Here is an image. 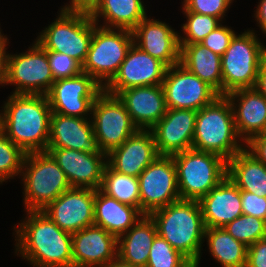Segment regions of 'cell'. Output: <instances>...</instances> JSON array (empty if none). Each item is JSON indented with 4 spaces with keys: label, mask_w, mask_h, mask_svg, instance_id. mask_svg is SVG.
Masks as SVG:
<instances>
[{
    "label": "cell",
    "mask_w": 266,
    "mask_h": 267,
    "mask_svg": "<svg viewBox=\"0 0 266 267\" xmlns=\"http://www.w3.org/2000/svg\"><path fill=\"white\" fill-rule=\"evenodd\" d=\"M90 119L98 147L106 154L138 130L118 96L104 90L93 102Z\"/></svg>",
    "instance_id": "cell-10"
},
{
    "label": "cell",
    "mask_w": 266,
    "mask_h": 267,
    "mask_svg": "<svg viewBox=\"0 0 266 267\" xmlns=\"http://www.w3.org/2000/svg\"><path fill=\"white\" fill-rule=\"evenodd\" d=\"M25 155L0 129V184L20 177Z\"/></svg>",
    "instance_id": "cell-35"
},
{
    "label": "cell",
    "mask_w": 266,
    "mask_h": 267,
    "mask_svg": "<svg viewBox=\"0 0 266 267\" xmlns=\"http://www.w3.org/2000/svg\"><path fill=\"white\" fill-rule=\"evenodd\" d=\"M234 0H183L182 12H195L219 18L221 21L226 16L230 4Z\"/></svg>",
    "instance_id": "cell-38"
},
{
    "label": "cell",
    "mask_w": 266,
    "mask_h": 267,
    "mask_svg": "<svg viewBox=\"0 0 266 267\" xmlns=\"http://www.w3.org/2000/svg\"><path fill=\"white\" fill-rule=\"evenodd\" d=\"M133 44L168 68L180 63L179 34L169 24L146 16L133 30Z\"/></svg>",
    "instance_id": "cell-19"
},
{
    "label": "cell",
    "mask_w": 266,
    "mask_h": 267,
    "mask_svg": "<svg viewBox=\"0 0 266 267\" xmlns=\"http://www.w3.org/2000/svg\"><path fill=\"white\" fill-rule=\"evenodd\" d=\"M47 52L36 41L25 52L8 55L6 85L13 94L47 95L54 83Z\"/></svg>",
    "instance_id": "cell-11"
},
{
    "label": "cell",
    "mask_w": 266,
    "mask_h": 267,
    "mask_svg": "<svg viewBox=\"0 0 266 267\" xmlns=\"http://www.w3.org/2000/svg\"><path fill=\"white\" fill-rule=\"evenodd\" d=\"M245 267H266V238L258 240L247 248Z\"/></svg>",
    "instance_id": "cell-41"
},
{
    "label": "cell",
    "mask_w": 266,
    "mask_h": 267,
    "mask_svg": "<svg viewBox=\"0 0 266 267\" xmlns=\"http://www.w3.org/2000/svg\"><path fill=\"white\" fill-rule=\"evenodd\" d=\"M54 80L75 77L83 72L82 64L61 52L46 50Z\"/></svg>",
    "instance_id": "cell-37"
},
{
    "label": "cell",
    "mask_w": 266,
    "mask_h": 267,
    "mask_svg": "<svg viewBox=\"0 0 266 267\" xmlns=\"http://www.w3.org/2000/svg\"><path fill=\"white\" fill-rule=\"evenodd\" d=\"M9 44V39H7L0 46V85H6L7 81V67H8V55L7 45Z\"/></svg>",
    "instance_id": "cell-44"
},
{
    "label": "cell",
    "mask_w": 266,
    "mask_h": 267,
    "mask_svg": "<svg viewBox=\"0 0 266 267\" xmlns=\"http://www.w3.org/2000/svg\"><path fill=\"white\" fill-rule=\"evenodd\" d=\"M117 96L140 130H150L167 112L162 85L132 87L120 91Z\"/></svg>",
    "instance_id": "cell-23"
},
{
    "label": "cell",
    "mask_w": 266,
    "mask_h": 267,
    "mask_svg": "<svg viewBox=\"0 0 266 267\" xmlns=\"http://www.w3.org/2000/svg\"><path fill=\"white\" fill-rule=\"evenodd\" d=\"M204 239L210 254L222 267H245L248 247L223 227L206 228Z\"/></svg>",
    "instance_id": "cell-31"
},
{
    "label": "cell",
    "mask_w": 266,
    "mask_h": 267,
    "mask_svg": "<svg viewBox=\"0 0 266 267\" xmlns=\"http://www.w3.org/2000/svg\"><path fill=\"white\" fill-rule=\"evenodd\" d=\"M192 148L217 154L227 161L245 148L236 131L231 103L225 95L197 111Z\"/></svg>",
    "instance_id": "cell-4"
},
{
    "label": "cell",
    "mask_w": 266,
    "mask_h": 267,
    "mask_svg": "<svg viewBox=\"0 0 266 267\" xmlns=\"http://www.w3.org/2000/svg\"><path fill=\"white\" fill-rule=\"evenodd\" d=\"M158 156L152 131L138 129L107 154V165L116 172L139 177Z\"/></svg>",
    "instance_id": "cell-21"
},
{
    "label": "cell",
    "mask_w": 266,
    "mask_h": 267,
    "mask_svg": "<svg viewBox=\"0 0 266 267\" xmlns=\"http://www.w3.org/2000/svg\"><path fill=\"white\" fill-rule=\"evenodd\" d=\"M7 35L2 34V30L0 28V46L7 40Z\"/></svg>",
    "instance_id": "cell-48"
},
{
    "label": "cell",
    "mask_w": 266,
    "mask_h": 267,
    "mask_svg": "<svg viewBox=\"0 0 266 267\" xmlns=\"http://www.w3.org/2000/svg\"><path fill=\"white\" fill-rule=\"evenodd\" d=\"M254 30L235 34L221 56L222 95L242 88H254L266 47Z\"/></svg>",
    "instance_id": "cell-7"
},
{
    "label": "cell",
    "mask_w": 266,
    "mask_h": 267,
    "mask_svg": "<svg viewBox=\"0 0 266 267\" xmlns=\"http://www.w3.org/2000/svg\"><path fill=\"white\" fill-rule=\"evenodd\" d=\"M235 34L236 32L232 28L221 24L215 30L210 32L201 44L219 56H222L229 47Z\"/></svg>",
    "instance_id": "cell-39"
},
{
    "label": "cell",
    "mask_w": 266,
    "mask_h": 267,
    "mask_svg": "<svg viewBox=\"0 0 266 267\" xmlns=\"http://www.w3.org/2000/svg\"><path fill=\"white\" fill-rule=\"evenodd\" d=\"M47 148H67L90 154H106L98 147L91 119L58 113H51Z\"/></svg>",
    "instance_id": "cell-24"
},
{
    "label": "cell",
    "mask_w": 266,
    "mask_h": 267,
    "mask_svg": "<svg viewBox=\"0 0 266 267\" xmlns=\"http://www.w3.org/2000/svg\"><path fill=\"white\" fill-rule=\"evenodd\" d=\"M99 2L100 0H70V4L63 5L61 9L65 11L91 13Z\"/></svg>",
    "instance_id": "cell-43"
},
{
    "label": "cell",
    "mask_w": 266,
    "mask_h": 267,
    "mask_svg": "<svg viewBox=\"0 0 266 267\" xmlns=\"http://www.w3.org/2000/svg\"><path fill=\"white\" fill-rule=\"evenodd\" d=\"M94 28L90 13L61 9L54 22L48 24L35 41L44 50L61 52L83 64Z\"/></svg>",
    "instance_id": "cell-8"
},
{
    "label": "cell",
    "mask_w": 266,
    "mask_h": 267,
    "mask_svg": "<svg viewBox=\"0 0 266 267\" xmlns=\"http://www.w3.org/2000/svg\"><path fill=\"white\" fill-rule=\"evenodd\" d=\"M156 235L155 222L149 215H143L117 239V257L135 267H146L150 247Z\"/></svg>",
    "instance_id": "cell-27"
},
{
    "label": "cell",
    "mask_w": 266,
    "mask_h": 267,
    "mask_svg": "<svg viewBox=\"0 0 266 267\" xmlns=\"http://www.w3.org/2000/svg\"><path fill=\"white\" fill-rule=\"evenodd\" d=\"M102 91L103 87L93 77L82 72L55 80L46 96L52 113L90 119L93 102Z\"/></svg>",
    "instance_id": "cell-13"
},
{
    "label": "cell",
    "mask_w": 266,
    "mask_h": 267,
    "mask_svg": "<svg viewBox=\"0 0 266 267\" xmlns=\"http://www.w3.org/2000/svg\"><path fill=\"white\" fill-rule=\"evenodd\" d=\"M245 148L266 165V137L263 134L252 137Z\"/></svg>",
    "instance_id": "cell-42"
},
{
    "label": "cell",
    "mask_w": 266,
    "mask_h": 267,
    "mask_svg": "<svg viewBox=\"0 0 266 267\" xmlns=\"http://www.w3.org/2000/svg\"><path fill=\"white\" fill-rule=\"evenodd\" d=\"M227 176L241 191L266 197V165L246 148L227 161Z\"/></svg>",
    "instance_id": "cell-29"
},
{
    "label": "cell",
    "mask_w": 266,
    "mask_h": 267,
    "mask_svg": "<svg viewBox=\"0 0 266 267\" xmlns=\"http://www.w3.org/2000/svg\"><path fill=\"white\" fill-rule=\"evenodd\" d=\"M157 234L199 267L205 225L197 200H178L149 214Z\"/></svg>",
    "instance_id": "cell-3"
},
{
    "label": "cell",
    "mask_w": 266,
    "mask_h": 267,
    "mask_svg": "<svg viewBox=\"0 0 266 267\" xmlns=\"http://www.w3.org/2000/svg\"><path fill=\"white\" fill-rule=\"evenodd\" d=\"M140 212H151L180 200L172 156L159 155L139 175Z\"/></svg>",
    "instance_id": "cell-12"
},
{
    "label": "cell",
    "mask_w": 266,
    "mask_h": 267,
    "mask_svg": "<svg viewBox=\"0 0 266 267\" xmlns=\"http://www.w3.org/2000/svg\"><path fill=\"white\" fill-rule=\"evenodd\" d=\"M254 88L266 98V56L260 65L257 82Z\"/></svg>",
    "instance_id": "cell-46"
},
{
    "label": "cell",
    "mask_w": 266,
    "mask_h": 267,
    "mask_svg": "<svg viewBox=\"0 0 266 267\" xmlns=\"http://www.w3.org/2000/svg\"><path fill=\"white\" fill-rule=\"evenodd\" d=\"M193 264L158 234L150 247L146 267H191Z\"/></svg>",
    "instance_id": "cell-36"
},
{
    "label": "cell",
    "mask_w": 266,
    "mask_h": 267,
    "mask_svg": "<svg viewBox=\"0 0 266 267\" xmlns=\"http://www.w3.org/2000/svg\"><path fill=\"white\" fill-rule=\"evenodd\" d=\"M172 157L181 200L199 201L227 176V160L217 154L191 148Z\"/></svg>",
    "instance_id": "cell-6"
},
{
    "label": "cell",
    "mask_w": 266,
    "mask_h": 267,
    "mask_svg": "<svg viewBox=\"0 0 266 267\" xmlns=\"http://www.w3.org/2000/svg\"><path fill=\"white\" fill-rule=\"evenodd\" d=\"M197 111L167 109L150 130L159 155L172 156L192 148Z\"/></svg>",
    "instance_id": "cell-18"
},
{
    "label": "cell",
    "mask_w": 266,
    "mask_h": 267,
    "mask_svg": "<svg viewBox=\"0 0 266 267\" xmlns=\"http://www.w3.org/2000/svg\"><path fill=\"white\" fill-rule=\"evenodd\" d=\"M0 110V129L26 154L47 151L52 110L46 95L12 94Z\"/></svg>",
    "instance_id": "cell-2"
},
{
    "label": "cell",
    "mask_w": 266,
    "mask_h": 267,
    "mask_svg": "<svg viewBox=\"0 0 266 267\" xmlns=\"http://www.w3.org/2000/svg\"><path fill=\"white\" fill-rule=\"evenodd\" d=\"M254 18L259 24L258 26L262 30V33L266 36V0H260V2H258Z\"/></svg>",
    "instance_id": "cell-45"
},
{
    "label": "cell",
    "mask_w": 266,
    "mask_h": 267,
    "mask_svg": "<svg viewBox=\"0 0 266 267\" xmlns=\"http://www.w3.org/2000/svg\"><path fill=\"white\" fill-rule=\"evenodd\" d=\"M205 228H221L243 215L241 190L226 176L199 201Z\"/></svg>",
    "instance_id": "cell-25"
},
{
    "label": "cell",
    "mask_w": 266,
    "mask_h": 267,
    "mask_svg": "<svg viewBox=\"0 0 266 267\" xmlns=\"http://www.w3.org/2000/svg\"><path fill=\"white\" fill-rule=\"evenodd\" d=\"M73 267H103L117 258V238L92 225L72 233Z\"/></svg>",
    "instance_id": "cell-20"
},
{
    "label": "cell",
    "mask_w": 266,
    "mask_h": 267,
    "mask_svg": "<svg viewBox=\"0 0 266 267\" xmlns=\"http://www.w3.org/2000/svg\"><path fill=\"white\" fill-rule=\"evenodd\" d=\"M20 176L26 211H42L71 188L64 171L47 151L26 154Z\"/></svg>",
    "instance_id": "cell-5"
},
{
    "label": "cell",
    "mask_w": 266,
    "mask_h": 267,
    "mask_svg": "<svg viewBox=\"0 0 266 267\" xmlns=\"http://www.w3.org/2000/svg\"><path fill=\"white\" fill-rule=\"evenodd\" d=\"M242 212L266 221V197L241 191Z\"/></svg>",
    "instance_id": "cell-40"
},
{
    "label": "cell",
    "mask_w": 266,
    "mask_h": 267,
    "mask_svg": "<svg viewBox=\"0 0 266 267\" xmlns=\"http://www.w3.org/2000/svg\"><path fill=\"white\" fill-rule=\"evenodd\" d=\"M162 86L167 109L198 111L221 96L180 63L167 68Z\"/></svg>",
    "instance_id": "cell-14"
},
{
    "label": "cell",
    "mask_w": 266,
    "mask_h": 267,
    "mask_svg": "<svg viewBox=\"0 0 266 267\" xmlns=\"http://www.w3.org/2000/svg\"><path fill=\"white\" fill-rule=\"evenodd\" d=\"M103 267H135V266L124 263L117 257L115 260L108 262Z\"/></svg>",
    "instance_id": "cell-47"
},
{
    "label": "cell",
    "mask_w": 266,
    "mask_h": 267,
    "mask_svg": "<svg viewBox=\"0 0 266 267\" xmlns=\"http://www.w3.org/2000/svg\"><path fill=\"white\" fill-rule=\"evenodd\" d=\"M167 68L163 62L132 44L117 73L103 90L117 95L132 87L162 85Z\"/></svg>",
    "instance_id": "cell-15"
},
{
    "label": "cell",
    "mask_w": 266,
    "mask_h": 267,
    "mask_svg": "<svg viewBox=\"0 0 266 267\" xmlns=\"http://www.w3.org/2000/svg\"><path fill=\"white\" fill-rule=\"evenodd\" d=\"M64 171L71 187L100 189L107 165V154H90L67 148H47Z\"/></svg>",
    "instance_id": "cell-17"
},
{
    "label": "cell",
    "mask_w": 266,
    "mask_h": 267,
    "mask_svg": "<svg viewBox=\"0 0 266 267\" xmlns=\"http://www.w3.org/2000/svg\"><path fill=\"white\" fill-rule=\"evenodd\" d=\"M100 190L107 196L140 211L138 177L116 172L106 165Z\"/></svg>",
    "instance_id": "cell-32"
},
{
    "label": "cell",
    "mask_w": 266,
    "mask_h": 267,
    "mask_svg": "<svg viewBox=\"0 0 266 267\" xmlns=\"http://www.w3.org/2000/svg\"><path fill=\"white\" fill-rule=\"evenodd\" d=\"M133 44L132 31L107 28L95 23L83 72L104 87L117 73Z\"/></svg>",
    "instance_id": "cell-9"
},
{
    "label": "cell",
    "mask_w": 266,
    "mask_h": 267,
    "mask_svg": "<svg viewBox=\"0 0 266 267\" xmlns=\"http://www.w3.org/2000/svg\"><path fill=\"white\" fill-rule=\"evenodd\" d=\"M146 10L142 0H100L90 15L99 26L132 31L147 16Z\"/></svg>",
    "instance_id": "cell-28"
},
{
    "label": "cell",
    "mask_w": 266,
    "mask_h": 267,
    "mask_svg": "<svg viewBox=\"0 0 266 267\" xmlns=\"http://www.w3.org/2000/svg\"><path fill=\"white\" fill-rule=\"evenodd\" d=\"M95 189L71 187L42 211L69 233L94 225Z\"/></svg>",
    "instance_id": "cell-16"
},
{
    "label": "cell",
    "mask_w": 266,
    "mask_h": 267,
    "mask_svg": "<svg viewBox=\"0 0 266 267\" xmlns=\"http://www.w3.org/2000/svg\"><path fill=\"white\" fill-rule=\"evenodd\" d=\"M231 103L236 131L246 144L266 130V98L255 88H242L225 95Z\"/></svg>",
    "instance_id": "cell-22"
},
{
    "label": "cell",
    "mask_w": 266,
    "mask_h": 267,
    "mask_svg": "<svg viewBox=\"0 0 266 267\" xmlns=\"http://www.w3.org/2000/svg\"><path fill=\"white\" fill-rule=\"evenodd\" d=\"M143 214L136 208L95 190L94 225L103 228L117 239L125 234Z\"/></svg>",
    "instance_id": "cell-26"
},
{
    "label": "cell",
    "mask_w": 266,
    "mask_h": 267,
    "mask_svg": "<svg viewBox=\"0 0 266 267\" xmlns=\"http://www.w3.org/2000/svg\"><path fill=\"white\" fill-rule=\"evenodd\" d=\"M13 228L15 253L34 267H73L72 234L62 230L43 211H25Z\"/></svg>",
    "instance_id": "cell-1"
},
{
    "label": "cell",
    "mask_w": 266,
    "mask_h": 267,
    "mask_svg": "<svg viewBox=\"0 0 266 267\" xmlns=\"http://www.w3.org/2000/svg\"><path fill=\"white\" fill-rule=\"evenodd\" d=\"M179 46L180 64L222 95L221 56L201 43Z\"/></svg>",
    "instance_id": "cell-30"
},
{
    "label": "cell",
    "mask_w": 266,
    "mask_h": 267,
    "mask_svg": "<svg viewBox=\"0 0 266 267\" xmlns=\"http://www.w3.org/2000/svg\"><path fill=\"white\" fill-rule=\"evenodd\" d=\"M223 228L247 247L266 238V221L254 216L243 214Z\"/></svg>",
    "instance_id": "cell-34"
},
{
    "label": "cell",
    "mask_w": 266,
    "mask_h": 267,
    "mask_svg": "<svg viewBox=\"0 0 266 267\" xmlns=\"http://www.w3.org/2000/svg\"><path fill=\"white\" fill-rule=\"evenodd\" d=\"M183 14H185L187 22L181 26L184 37L179 35V45L201 43L210 32L223 23L219 18L195 12H184Z\"/></svg>",
    "instance_id": "cell-33"
}]
</instances>
